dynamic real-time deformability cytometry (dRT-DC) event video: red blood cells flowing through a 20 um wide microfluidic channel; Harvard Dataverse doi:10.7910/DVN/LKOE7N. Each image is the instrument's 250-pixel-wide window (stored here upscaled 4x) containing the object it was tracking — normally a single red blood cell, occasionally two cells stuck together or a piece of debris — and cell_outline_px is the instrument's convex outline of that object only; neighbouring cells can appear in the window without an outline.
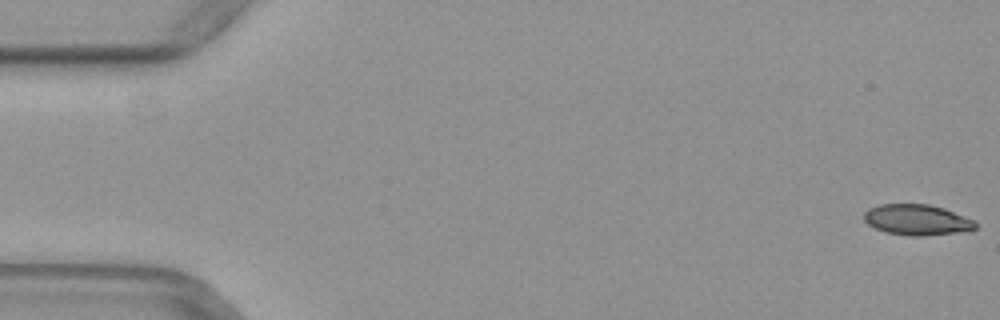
{"species": "common noctule bat (a hibernating species)", "species_latin": "Nyctalus noctula", "temperature_condition": "warm", "stored_images_in_passage": 51, "camera_frame_rate_fps": 3000, "um_per_image_px": 0.085, "animal": {"sex": "female", "body_mass_g": 29.2, "forearm_length_mm": 56.3}, "frame": {"image": 1, "passage_image": 1, "time_ms": 0.0, "image_size_px": [1000, 320], "cell_outline_px": [[976, 228], [956, 232], [924, 236], [908, 236], [884, 232], [868, 224], [864, 220], [864, 212], [868, 208], [880, 204], [928, 204], [944, 208], [976, 220]], "centroid_in_image_um": [77.92, 18.68], "position_along_channel_um": 7.1, "area_um2": 20.0}}
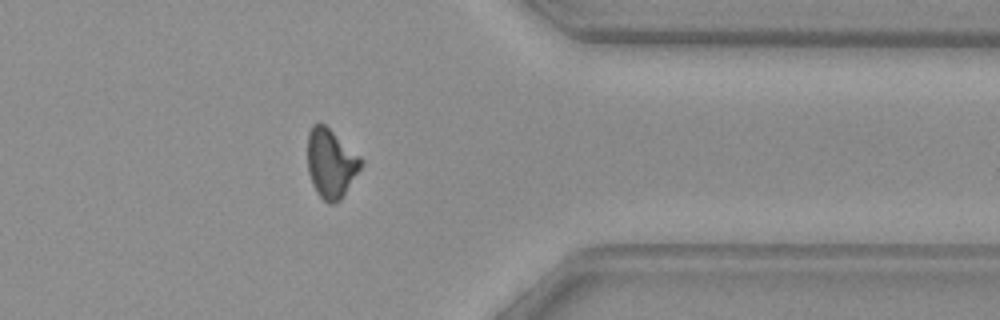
{"frame": {"image": 2, "passage_image": 41, "time_ms": 13.333, "image_size_px": [1000, 320], "cell_outline_px": [[360, 168], [340, 200], [332, 204], [328, 204], [316, 192], [312, 184], [308, 172], [308, 132], [312, 124], [324, 124], [360, 156]], "centroid_in_image_um": [28.09, 13.89], "position_along_channel_um": 383.3, "area_um2": 21.04}}
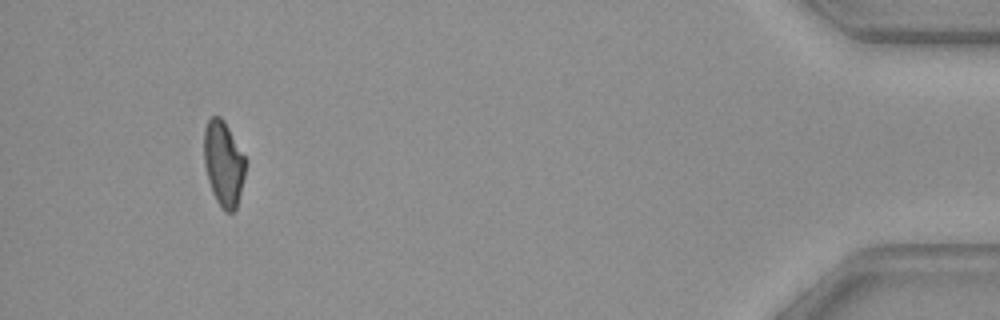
{"frame": {"image": 3, "passage_image": 48, "time_ms": 15.667, "image_size_px": [1000, 320], "cell_outline_px": [[244, 176], [236, 208], [232, 212], [224, 212], [216, 200], [212, 192], [208, 180], [204, 164], [204, 128], [208, 120], [212, 116], [220, 116], [224, 120], [244, 156]], "centroid_in_image_um": [18.97, 13.9], "position_along_channel_um": 416.2, "area_um2": 20.29}}